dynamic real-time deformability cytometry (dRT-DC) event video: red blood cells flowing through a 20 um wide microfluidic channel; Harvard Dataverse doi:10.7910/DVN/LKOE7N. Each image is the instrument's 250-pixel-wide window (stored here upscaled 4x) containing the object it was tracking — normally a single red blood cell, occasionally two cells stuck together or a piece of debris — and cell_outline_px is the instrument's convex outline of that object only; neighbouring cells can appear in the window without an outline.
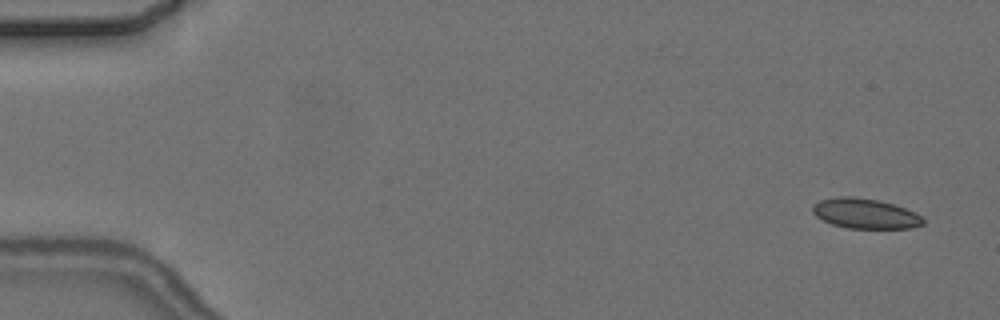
{"species": "common noctule bat (a hibernating species)", "species_latin": "Nyctalus noctula", "temperature_condition": "cold", "stored_images_in_passage": 5, "camera_frame_rate_fps": 3000, "um_per_image_px": 0.085, "animal": {"sex": "female", "body_mass_g": 24.6, "forearm_length_mm": 56.2}, "frame": {"image": 1, "passage_image": 1, "time_ms": 0.0, "image_size_px": [1000, 320], "cell_outline_px": [[924, 224], [908, 228], [848, 228], [832, 224], [816, 216], [812, 212], [812, 204], [820, 200], [836, 196], [852, 196], [880, 200], [904, 208], [920, 216], [924, 220]], "centroid_in_image_um": [73.48, 18.14], "position_along_channel_um": 11.5, "area_um2": 19.25}}